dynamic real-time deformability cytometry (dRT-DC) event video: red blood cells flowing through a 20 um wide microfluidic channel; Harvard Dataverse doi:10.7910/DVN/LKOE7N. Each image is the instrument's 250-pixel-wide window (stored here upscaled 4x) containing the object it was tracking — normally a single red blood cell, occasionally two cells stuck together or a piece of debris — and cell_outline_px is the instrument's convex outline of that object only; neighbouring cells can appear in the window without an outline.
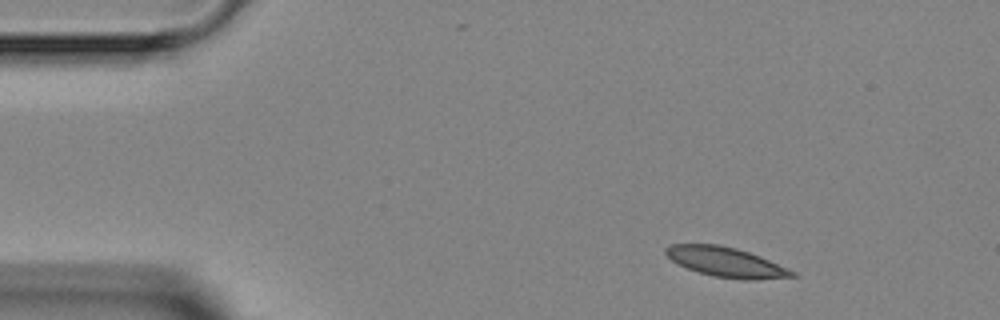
{"species": "Egyptian fruit bat (a non-hibernating species)", "species_latin": "Rousettus aegyptiacus", "temperature_condition": "room temperature", "stored_images_in_passage": 4, "camera_frame_rate_fps": 3000, "um_per_image_px": 0.085, "animal": {"sex": "female"}, "frame": {"image": 1, "passage_image": 1, "time_ms": 0.0, "image_size_px": [1000, 320], "cell_outline_px": [[796, 276], [752, 280], [744, 280], [712, 276], [688, 268], [672, 260], [664, 252], [664, 248], [672, 244], [720, 244], [736, 248], [760, 256], [788, 268], [796, 272]], "centroid_in_image_um": [61.72, 22.27], "position_along_channel_um": 23.3, "area_um2": 21.73}}
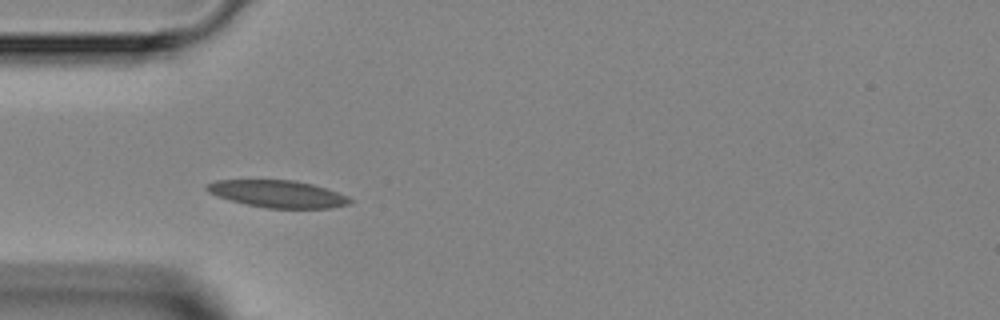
{"frame": {"image": 2, "passage_image": 3, "time_ms": 2.667, "image_size_px": [1000, 320], "cell_outline_px": [[352, 200], [348, 204], [328, 208], [268, 208], [248, 204], [216, 196], [208, 192], [204, 188], [204, 184], [216, 180], [296, 180], [312, 184], [348, 196]], "centroid_in_image_um": [23.56, 16.47], "position_along_channel_um": 61.4, "area_um2": 22.48}}